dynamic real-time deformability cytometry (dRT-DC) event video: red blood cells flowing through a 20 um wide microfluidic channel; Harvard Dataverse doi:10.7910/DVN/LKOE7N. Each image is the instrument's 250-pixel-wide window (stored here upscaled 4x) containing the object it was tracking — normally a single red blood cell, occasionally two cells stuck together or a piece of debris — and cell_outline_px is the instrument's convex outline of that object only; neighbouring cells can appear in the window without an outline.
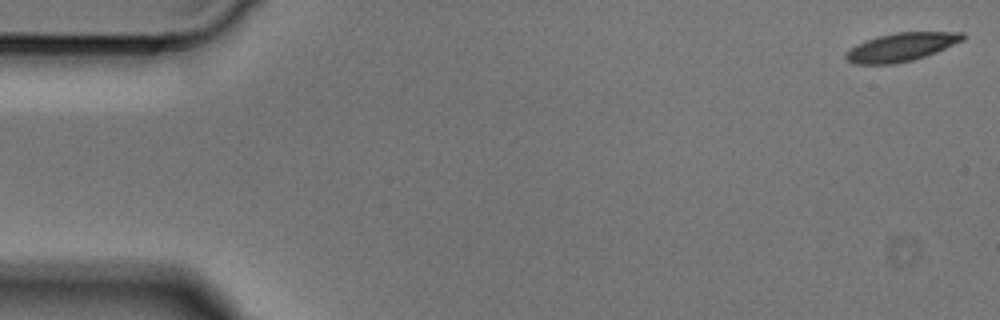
{"species": "Egyptian fruit bat (a non-hibernating species)", "species_latin": "Rousettus aegyptiacus", "temperature_condition": "cold", "stored_images_in_passage": 50, "camera_frame_rate_fps": 3000, "um_per_image_px": 0.085, "animal": {"sex": "male"}, "frame": {"image": 1, "passage_image": 1, "time_ms": 0.0, "image_size_px": [1000, 320], "cell_outline_px": [[964, 40], [936, 52], [912, 60], [896, 64], [856, 64], [848, 60], [844, 56], [856, 44], [864, 40], [876, 36], [896, 32], [964, 32]], "centroid_in_image_um": [76.61, 3.99], "position_along_channel_um": 8.4, "area_um2": 19.25}}
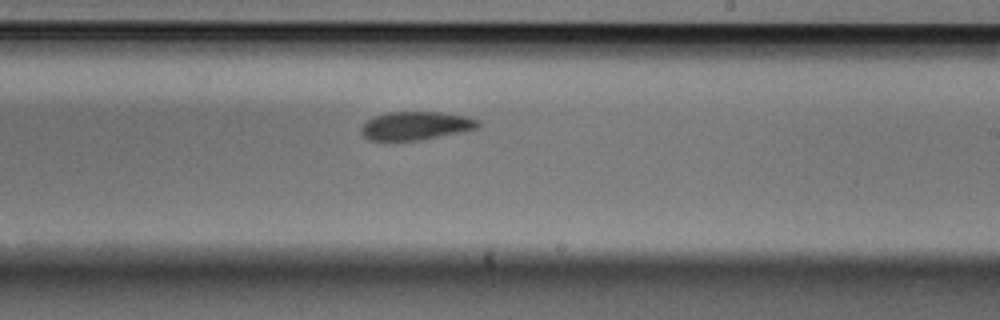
{"frame": {"image": 2, "passage_image": 29, "time_ms": 9.333, "image_size_px": [1000, 320], "cell_outline_px": [[480, 124], [476, 128], [460, 132], [420, 140], [368, 140], [360, 132], [360, 128], [368, 120], [376, 116], [388, 112], [440, 112], [468, 116], [476, 120]], "centroid_in_image_um": [35.32, 10.68], "position_along_channel_um": 253.7, "area_um2": 19.07}}
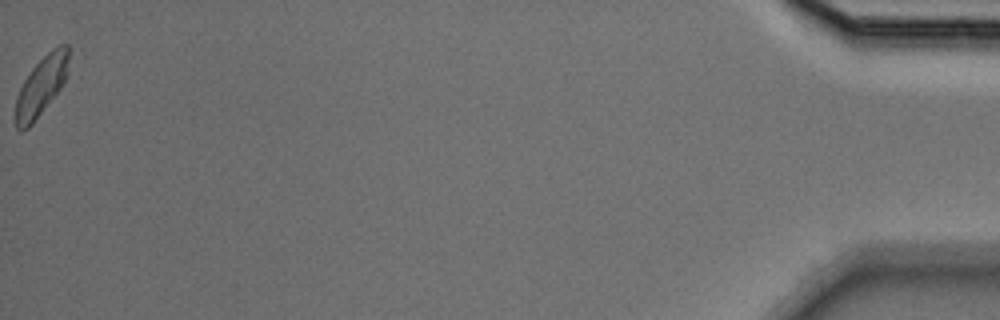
{"frame": {"image": 3, "passage_image": 50, "time_ms": 16.333, "image_size_px": [1000, 320], "cell_outline_px": [[68, 72], [60, 88], [32, 124], [28, 128], [20, 132], [16, 128], [12, 120], [12, 116], [16, 100], [20, 88], [24, 80], [32, 68], [52, 48], [60, 44], [68, 44]], "centroid_in_image_um": [3.45, 7.36], "position_along_channel_um": 431.7, "area_um2": 18.44}}